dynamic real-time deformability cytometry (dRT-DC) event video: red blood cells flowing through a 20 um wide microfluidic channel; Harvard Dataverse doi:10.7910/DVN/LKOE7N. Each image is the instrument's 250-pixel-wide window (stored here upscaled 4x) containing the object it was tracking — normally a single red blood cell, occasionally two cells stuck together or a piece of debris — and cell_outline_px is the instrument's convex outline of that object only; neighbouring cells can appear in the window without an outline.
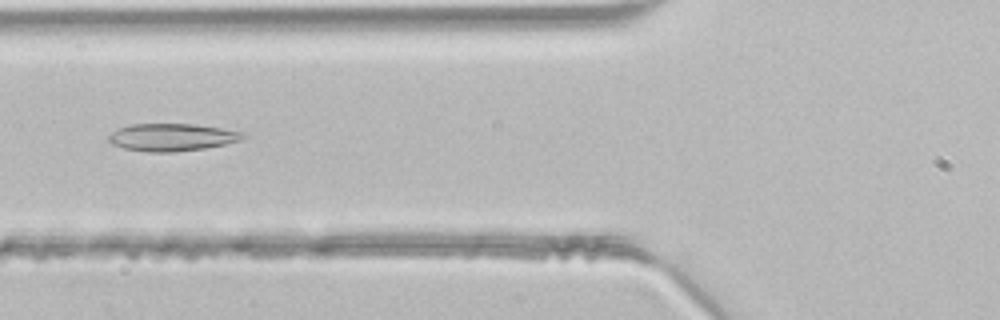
{"species": "common noctule bat (a hibernating species)", "species_latin": "Nyctalus noctula", "temperature_condition": "room temperature", "stored_images_in_passage": 41, "camera_frame_rate_fps": 3000, "um_per_image_px": 0.085, "animal": {"sex": "male", "body_mass_g": 21.5, "forearm_length_mm": 52.0}, "frame": {"image": 1, "passage_image": 13, "time_ms": 4.0, "image_size_px": [1000, 320], "cell_outline_px": [[248, 136], [240, 140], [224, 144], [204, 148], [172, 152], [148, 152], [124, 148], [112, 144], [108, 140], [108, 136], [112, 132], [120, 128], [132, 124], [196, 124], [244, 132]], "centroid_in_image_um": [14.63, 11.66], "position_along_channel_um": 111.2, "area_um2": 21.39}}
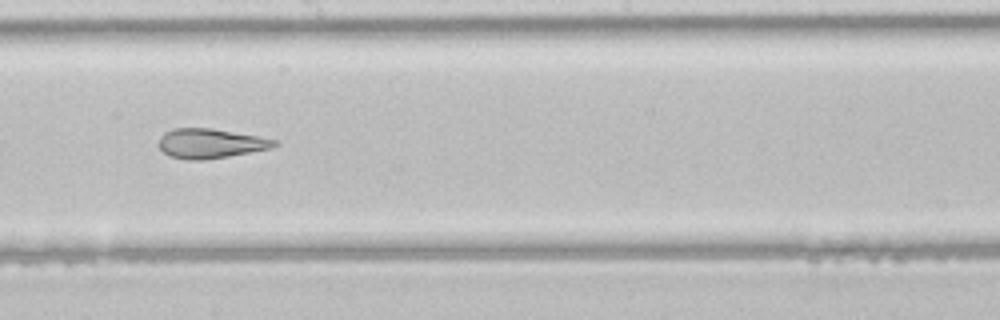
{"frame": {"image": 2, "passage_image": 21, "time_ms": 6.667, "image_size_px": [1000, 320], "cell_outline_px": [[280, 144], [272, 148], [228, 156], [204, 160], [184, 160], [168, 156], [156, 144], [160, 136], [164, 132], [172, 128], [212, 128], [256, 136], [276, 140]], "centroid_in_image_um": [17.83, 12.19], "position_along_channel_um": 230.4, "area_um2": 20.11}}
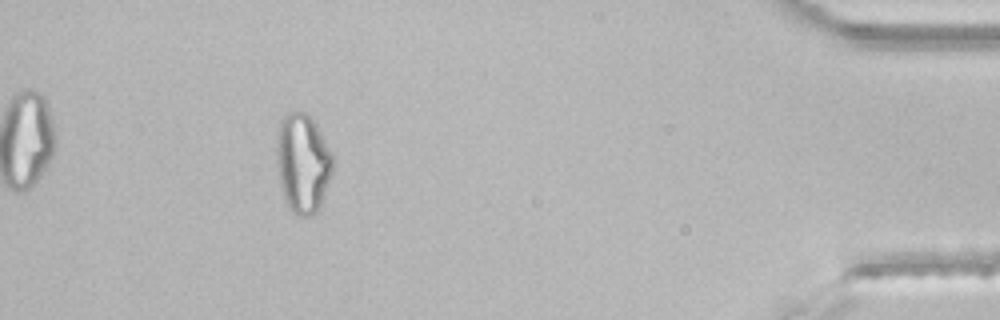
{"frame": {"image": 3, "passage_image": 37, "time_ms": 12.0, "image_size_px": [1000, 320], "cell_outline_px": [[332, 172], [320, 204], [316, 212], [312, 216], [300, 216], [292, 212], [288, 208], [284, 200], [280, 184], [276, 164], [276, 140], [280, 120], [288, 112], [308, 112], [316, 124], [332, 152]], "centroid_in_image_um": [25.7, 13.85], "position_along_channel_um": 409.5, "area_um2": 32.71}}